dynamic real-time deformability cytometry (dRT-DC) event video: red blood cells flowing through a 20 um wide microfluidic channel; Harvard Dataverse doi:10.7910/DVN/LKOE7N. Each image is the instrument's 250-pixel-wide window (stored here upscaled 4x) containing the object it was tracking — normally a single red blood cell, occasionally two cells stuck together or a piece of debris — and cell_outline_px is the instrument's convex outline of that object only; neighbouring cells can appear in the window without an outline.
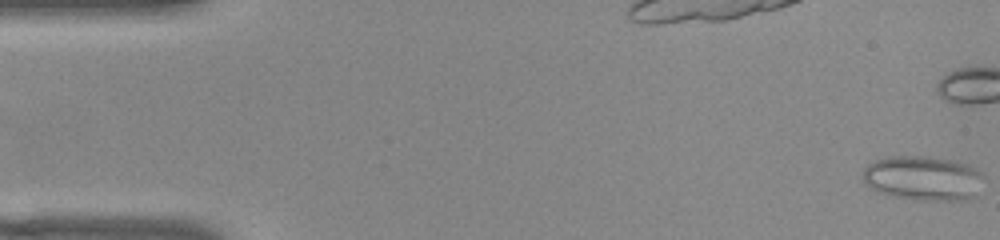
{"species": "common noctule bat (a hibernating species)", "species_latin": "Nyctalus noctula", "temperature_condition": "warm", "stored_images_in_passage": 42, "camera_frame_rate_fps": 3000, "um_per_image_px": 0.085, "animal": {"sex": "female", "body_mass_g": 22.0, "forearm_length_mm": 56.7}, "frame": {"image": 1, "passage_image": 1, "time_ms": 0.0, "image_size_px": [1000, 240], "cell_outline_px": [[984, 176], [976, 196], [968, 200], [916, 200], [892, 196], [868, 188], [864, 184], [864, 168], [868, 164], [876, 160], [888, 156], [924, 156], [952, 160], [968, 164], [984, 172]], "centroid_in_image_um": [78.49, 15.15], "position_along_channel_um": 6.5, "area_um2": 31.79}}
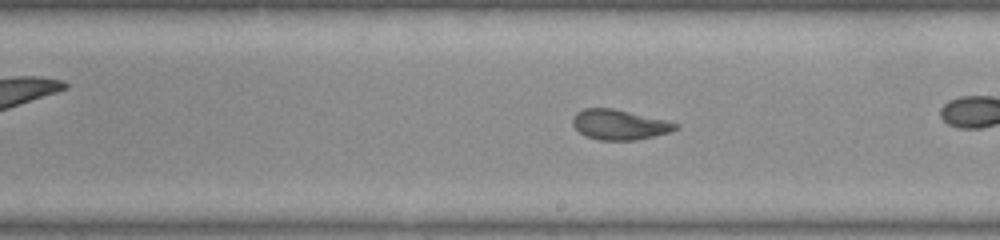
{"frame": {"image": 2, "passage_image": 30, "time_ms": 9.667, "image_size_px": [1000, 240], "cell_outline_px": [[680, 128], [668, 132], [636, 140], [600, 140], [584, 136], [572, 124], [572, 116], [576, 112], [584, 108], [612, 108], [668, 120], [680, 124]], "centroid_in_image_um": [52.65, 10.59], "position_along_channel_um": 236.4, "area_um2": 18.15}, "authors_computed_cell_mechanics": {"area_um2": 18.6983, "velocity_mm_per_s": 3.8228, "shape_relaxation_time_tau1_ms": null, "shape_relaxation_time_tau2_ms": 1.4534, "deformation_change_tau1": null, "deformation_change_tau2": 0.0842}}